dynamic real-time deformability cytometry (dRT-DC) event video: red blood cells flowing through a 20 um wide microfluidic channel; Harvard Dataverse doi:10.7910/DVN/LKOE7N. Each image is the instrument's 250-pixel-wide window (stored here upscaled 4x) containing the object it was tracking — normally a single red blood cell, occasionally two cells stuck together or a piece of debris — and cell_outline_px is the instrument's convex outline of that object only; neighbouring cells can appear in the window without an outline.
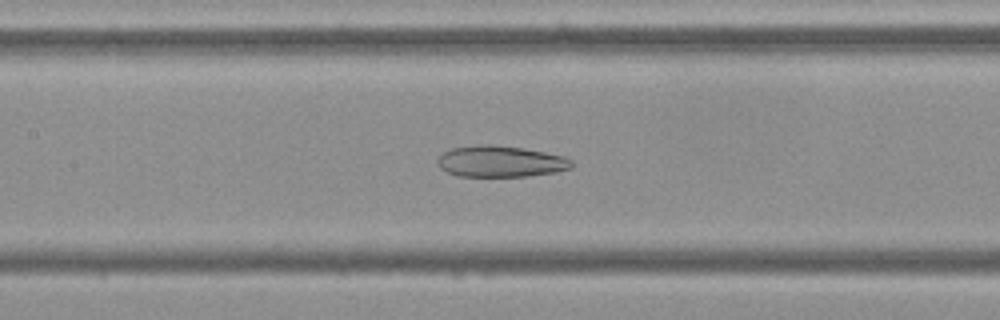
{"species": "Egyptian fruit bat (a non-hibernating species)", "species_latin": "Rousettus aegyptiacus", "temperature_condition": "cold", "stored_images_in_passage": 54, "camera_frame_rate_fps": 3000, "um_per_image_px": 0.085, "frame": {"image": 1, "passage_image": 25, "time_ms": 8.0, "image_size_px": [1000, 320], "cell_outline_px": [[572, 168], [556, 172], [528, 176], [460, 176], [448, 172], [440, 168], [436, 160], [444, 152], [452, 148], [480, 144], [484, 144], [524, 148], [564, 156], [572, 160]], "centroid_in_image_um": [42.56, 13.72], "position_along_channel_um": 164.8, "area_um2": 24.33}}
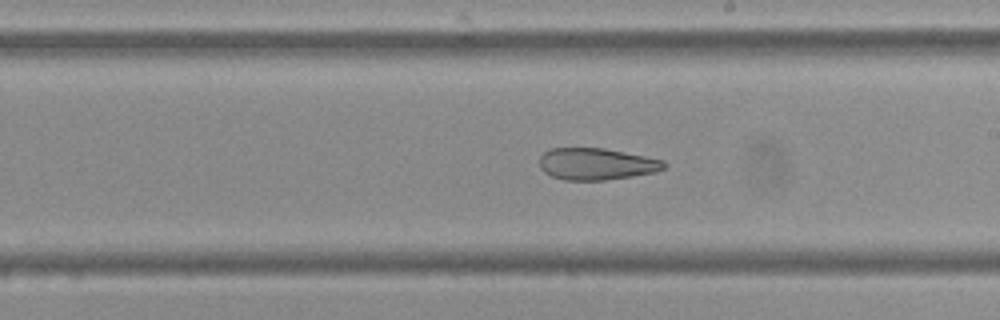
{"frame": {"image": 2, "passage_image": 31, "time_ms": 10.0, "image_size_px": [1000, 320], "cell_outline_px": [[668, 164], [664, 168], [656, 172], [632, 176], [604, 180], [564, 180], [552, 176], [544, 172], [540, 168], [540, 156], [548, 148], [604, 148], [664, 160]], "centroid_in_image_um": [50.69, 13.93], "position_along_channel_um": 238.3, "area_um2": 23.12}}
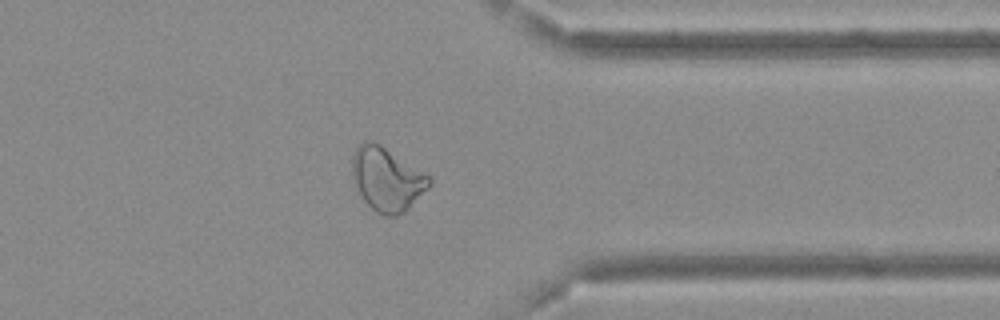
{"frame": {"image": 3, "passage_image": 43, "time_ms": 14.0, "image_size_px": [1000, 320], "cell_outline_px": [[432, 184], [404, 212], [396, 216], [384, 216], [376, 212], [364, 200], [352, 180], [352, 156], [356, 144], [364, 140], [368, 140], [380, 144], [428, 176], [432, 180]], "centroid_in_image_um": [32.84, 15.22], "position_along_channel_um": 378.6, "area_um2": 28.32}, "authors_computed_cell_mechanics": {"area_um2": 29.0734, "velocity_mm_per_s": 3.6804, "shape_relaxation_time_tau1_ms": null, "shape_relaxation_time_tau2_ms": 3.5664, "deformation_change_tau1": null, "deformation_change_tau2": 0.1058}}